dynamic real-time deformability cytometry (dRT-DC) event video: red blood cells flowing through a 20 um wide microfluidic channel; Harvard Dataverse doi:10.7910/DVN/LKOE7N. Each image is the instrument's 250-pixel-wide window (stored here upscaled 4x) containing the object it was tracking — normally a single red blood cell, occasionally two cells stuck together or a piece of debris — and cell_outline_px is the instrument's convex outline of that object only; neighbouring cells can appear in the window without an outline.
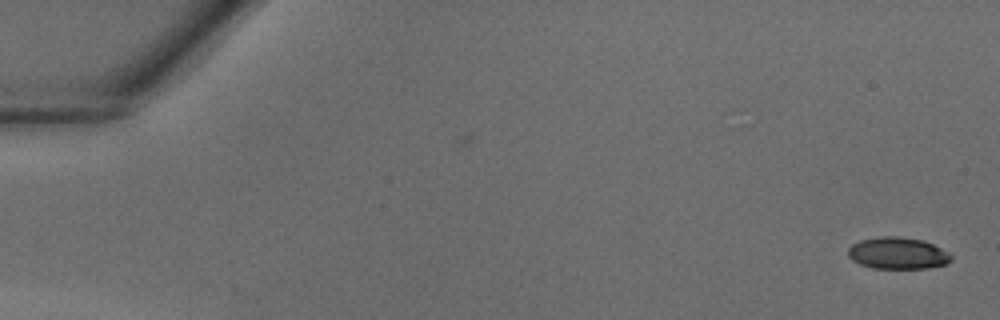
{"species": "common noctule bat (a hibernating species)", "species_latin": "Nyctalus noctula", "temperature_condition": "warm", "stored_images_in_passage": 40, "camera_frame_rate_fps": 3000, "um_per_image_px": 0.085, "animal": {"sex": "male", "body_mass_g": 18.8}, "frame": {"image": 1, "passage_image": 1, "time_ms": 0.0, "image_size_px": [1000, 320], "cell_outline_px": [[952, 260], [944, 264], [928, 268], [872, 268], [860, 264], [852, 260], [848, 256], [848, 248], [852, 244], [860, 240], [880, 236], [896, 236], [924, 240], [948, 252], [952, 256]], "centroid_in_image_um": [76.28, 21.52], "position_along_channel_um": 8.7, "area_um2": 19.07}}
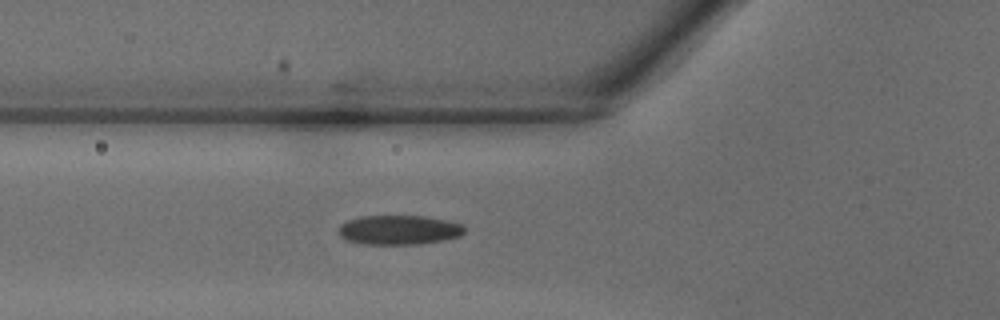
{"frame": {"image": 2, "passage_image": 15, "time_ms": 4.667, "image_size_px": [1000, 320], "cell_outline_px": [[464, 232], [460, 236], [444, 240], [420, 244], [360, 244], [348, 240], [340, 236], [336, 232], [340, 224], [348, 220], [360, 216], [424, 216], [448, 220], [464, 224]], "centroid_in_image_um": [33.9, 19.54], "position_along_channel_um": 91.9, "area_um2": 21.85}}
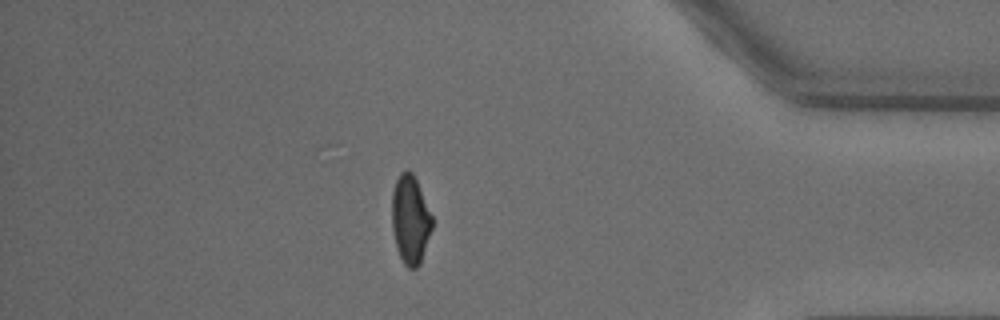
{"frame": {"image": 3, "passage_image": 35, "time_ms": 11.333, "image_size_px": [1000, 320], "cell_outline_px": [[432, 228], [420, 264], [416, 268], [408, 268], [404, 264], [396, 248], [392, 228], [392, 192], [396, 180], [400, 172], [408, 168], [412, 172], [416, 180], [432, 216]], "centroid_in_image_um": [34.86, 18.66], "position_along_channel_um": 400.3, "area_um2": 20.69}}